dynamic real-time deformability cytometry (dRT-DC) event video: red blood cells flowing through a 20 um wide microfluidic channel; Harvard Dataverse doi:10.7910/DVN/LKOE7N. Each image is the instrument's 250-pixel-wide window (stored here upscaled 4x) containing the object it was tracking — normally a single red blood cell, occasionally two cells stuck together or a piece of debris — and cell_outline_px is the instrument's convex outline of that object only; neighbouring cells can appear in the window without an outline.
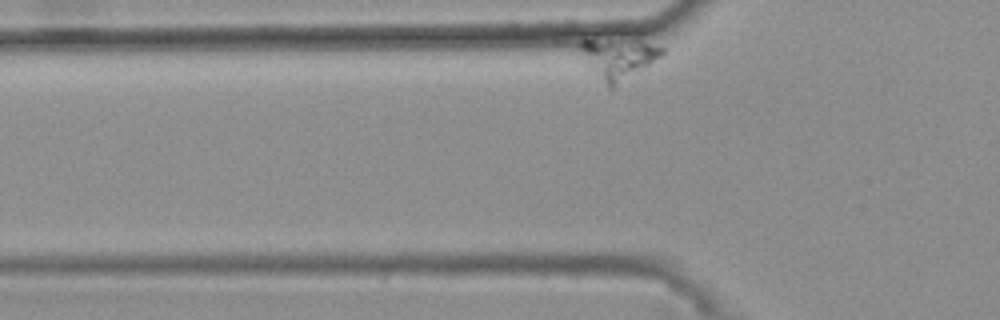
{"species": "common noctule bat (a hibernating species)", "species_latin": "Nyctalus noctula", "temperature_condition": "warm", "stored_images_in_passage": 18, "segment_of_instrument_passage": [1, 2], "camera_frame_rate_fps": 3000, "um_per_image_px": 0.085, "animal": {"sex": "female", "body_mass_g": 25.1}, "frame": {"image": 1, "passage_image": 2, "time_ms": 0.333, "image_size_px": [1000, 320], "cell_outline_px": [[664, 56], [616, 88], [608, 88], [572, 48], [584, 40], [592, 40], [648, 44], [664, 48]], "centroid_in_image_um": [52.48, 5.05], "position_along_channel_um": 73.3, "area_um2": 19.31}}
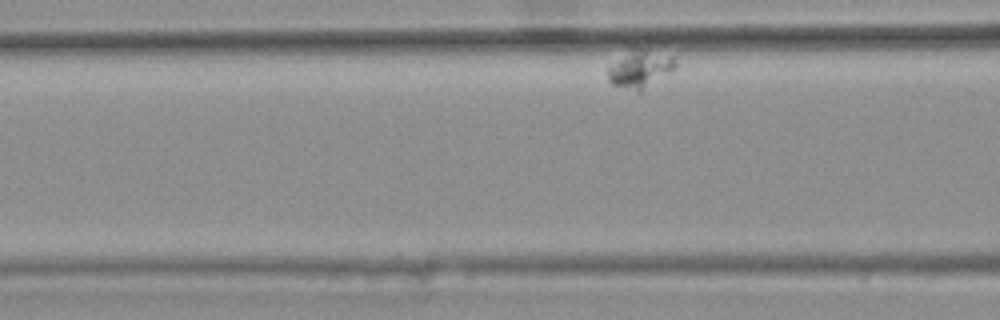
{"frame": {"image": 2, "passage_image": 9, "time_ms": 2.667, "image_size_px": [1000, 320], "cell_outline_px": [[676, 64], [668, 72], [640, 92], [636, 92], [612, 84], [608, 80], [608, 68], [632, 44], [672, 56]], "centroid_in_image_um": [54.34, 5.8], "position_along_channel_um": 112.3, "area_um2": 14.91}}
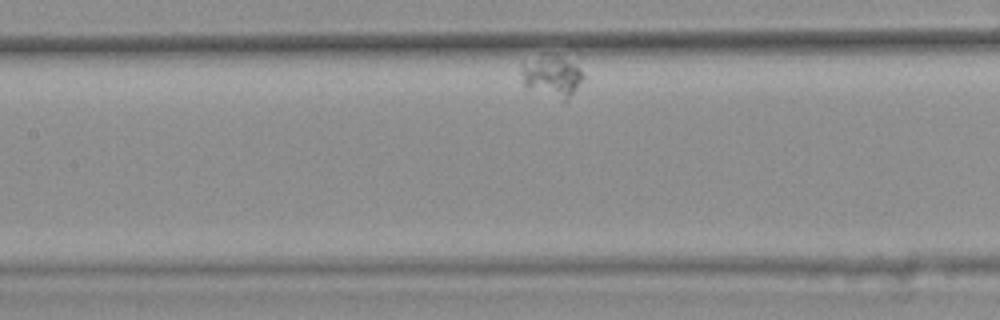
{"frame": {"image": 3, "passage_image": 16, "time_ms": 5.0, "image_size_px": [1000, 320], "cell_outline_px": [[584, 80], [564, 104], [528, 88], [524, 84], [520, 72], [520, 64], [544, 52], [552, 52], [576, 64], [580, 68], [584, 76]], "centroid_in_image_um": [46.91, 6.47], "position_along_channel_um": 160.5, "area_um2": 15.9}}